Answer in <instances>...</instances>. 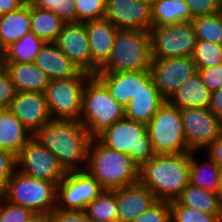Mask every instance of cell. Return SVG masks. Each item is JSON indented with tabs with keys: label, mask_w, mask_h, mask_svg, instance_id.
Here are the masks:
<instances>
[{
	"label": "cell",
	"mask_w": 222,
	"mask_h": 222,
	"mask_svg": "<svg viewBox=\"0 0 222 222\" xmlns=\"http://www.w3.org/2000/svg\"><path fill=\"white\" fill-rule=\"evenodd\" d=\"M103 190L98 181L85 170L67 172L57 185L56 209L84 211Z\"/></svg>",
	"instance_id": "cell-11"
},
{
	"label": "cell",
	"mask_w": 222,
	"mask_h": 222,
	"mask_svg": "<svg viewBox=\"0 0 222 222\" xmlns=\"http://www.w3.org/2000/svg\"><path fill=\"white\" fill-rule=\"evenodd\" d=\"M77 23L105 18L106 0H74Z\"/></svg>",
	"instance_id": "cell-37"
},
{
	"label": "cell",
	"mask_w": 222,
	"mask_h": 222,
	"mask_svg": "<svg viewBox=\"0 0 222 222\" xmlns=\"http://www.w3.org/2000/svg\"><path fill=\"white\" fill-rule=\"evenodd\" d=\"M152 60L148 30L117 29L111 55L98 72L150 71Z\"/></svg>",
	"instance_id": "cell-5"
},
{
	"label": "cell",
	"mask_w": 222,
	"mask_h": 222,
	"mask_svg": "<svg viewBox=\"0 0 222 222\" xmlns=\"http://www.w3.org/2000/svg\"><path fill=\"white\" fill-rule=\"evenodd\" d=\"M97 139L106 147L127 154L139 166L156 155L147 125L126 117L110 125Z\"/></svg>",
	"instance_id": "cell-7"
},
{
	"label": "cell",
	"mask_w": 222,
	"mask_h": 222,
	"mask_svg": "<svg viewBox=\"0 0 222 222\" xmlns=\"http://www.w3.org/2000/svg\"><path fill=\"white\" fill-rule=\"evenodd\" d=\"M115 195L118 222H133L158 201L154 193L140 182L115 189Z\"/></svg>",
	"instance_id": "cell-20"
},
{
	"label": "cell",
	"mask_w": 222,
	"mask_h": 222,
	"mask_svg": "<svg viewBox=\"0 0 222 222\" xmlns=\"http://www.w3.org/2000/svg\"><path fill=\"white\" fill-rule=\"evenodd\" d=\"M147 2H150L151 4L155 3L157 0H146Z\"/></svg>",
	"instance_id": "cell-52"
},
{
	"label": "cell",
	"mask_w": 222,
	"mask_h": 222,
	"mask_svg": "<svg viewBox=\"0 0 222 222\" xmlns=\"http://www.w3.org/2000/svg\"><path fill=\"white\" fill-rule=\"evenodd\" d=\"M33 215L31 210L12 204L0 195V222H27Z\"/></svg>",
	"instance_id": "cell-38"
},
{
	"label": "cell",
	"mask_w": 222,
	"mask_h": 222,
	"mask_svg": "<svg viewBox=\"0 0 222 222\" xmlns=\"http://www.w3.org/2000/svg\"><path fill=\"white\" fill-rule=\"evenodd\" d=\"M16 94L9 72L0 63V110L8 109Z\"/></svg>",
	"instance_id": "cell-40"
},
{
	"label": "cell",
	"mask_w": 222,
	"mask_h": 222,
	"mask_svg": "<svg viewBox=\"0 0 222 222\" xmlns=\"http://www.w3.org/2000/svg\"><path fill=\"white\" fill-rule=\"evenodd\" d=\"M149 32L152 59L192 57L197 39L191 21L152 26Z\"/></svg>",
	"instance_id": "cell-10"
},
{
	"label": "cell",
	"mask_w": 222,
	"mask_h": 222,
	"mask_svg": "<svg viewBox=\"0 0 222 222\" xmlns=\"http://www.w3.org/2000/svg\"><path fill=\"white\" fill-rule=\"evenodd\" d=\"M95 75L123 107L129 104L132 96L139 90V71L97 72Z\"/></svg>",
	"instance_id": "cell-25"
},
{
	"label": "cell",
	"mask_w": 222,
	"mask_h": 222,
	"mask_svg": "<svg viewBox=\"0 0 222 222\" xmlns=\"http://www.w3.org/2000/svg\"><path fill=\"white\" fill-rule=\"evenodd\" d=\"M8 109L32 134L52 120L45 95L42 92L16 91Z\"/></svg>",
	"instance_id": "cell-17"
},
{
	"label": "cell",
	"mask_w": 222,
	"mask_h": 222,
	"mask_svg": "<svg viewBox=\"0 0 222 222\" xmlns=\"http://www.w3.org/2000/svg\"><path fill=\"white\" fill-rule=\"evenodd\" d=\"M52 222H91L84 211H65L55 209L51 213Z\"/></svg>",
	"instance_id": "cell-44"
},
{
	"label": "cell",
	"mask_w": 222,
	"mask_h": 222,
	"mask_svg": "<svg viewBox=\"0 0 222 222\" xmlns=\"http://www.w3.org/2000/svg\"><path fill=\"white\" fill-rule=\"evenodd\" d=\"M218 222H222V213H221L220 216L218 217Z\"/></svg>",
	"instance_id": "cell-51"
},
{
	"label": "cell",
	"mask_w": 222,
	"mask_h": 222,
	"mask_svg": "<svg viewBox=\"0 0 222 222\" xmlns=\"http://www.w3.org/2000/svg\"><path fill=\"white\" fill-rule=\"evenodd\" d=\"M208 109L222 121V88L211 92L210 105Z\"/></svg>",
	"instance_id": "cell-45"
},
{
	"label": "cell",
	"mask_w": 222,
	"mask_h": 222,
	"mask_svg": "<svg viewBox=\"0 0 222 222\" xmlns=\"http://www.w3.org/2000/svg\"><path fill=\"white\" fill-rule=\"evenodd\" d=\"M84 213L90 221L118 222L115 189L103 190L98 197L86 206Z\"/></svg>",
	"instance_id": "cell-32"
},
{
	"label": "cell",
	"mask_w": 222,
	"mask_h": 222,
	"mask_svg": "<svg viewBox=\"0 0 222 222\" xmlns=\"http://www.w3.org/2000/svg\"><path fill=\"white\" fill-rule=\"evenodd\" d=\"M16 170V156L11 152L0 149V192Z\"/></svg>",
	"instance_id": "cell-42"
},
{
	"label": "cell",
	"mask_w": 222,
	"mask_h": 222,
	"mask_svg": "<svg viewBox=\"0 0 222 222\" xmlns=\"http://www.w3.org/2000/svg\"><path fill=\"white\" fill-rule=\"evenodd\" d=\"M33 4L55 13L64 23H77V12L74 0H35Z\"/></svg>",
	"instance_id": "cell-35"
},
{
	"label": "cell",
	"mask_w": 222,
	"mask_h": 222,
	"mask_svg": "<svg viewBox=\"0 0 222 222\" xmlns=\"http://www.w3.org/2000/svg\"><path fill=\"white\" fill-rule=\"evenodd\" d=\"M171 207L170 201L158 200L146 212L140 215L133 222H170Z\"/></svg>",
	"instance_id": "cell-39"
},
{
	"label": "cell",
	"mask_w": 222,
	"mask_h": 222,
	"mask_svg": "<svg viewBox=\"0 0 222 222\" xmlns=\"http://www.w3.org/2000/svg\"><path fill=\"white\" fill-rule=\"evenodd\" d=\"M35 0H24L25 3L27 4H32Z\"/></svg>",
	"instance_id": "cell-50"
},
{
	"label": "cell",
	"mask_w": 222,
	"mask_h": 222,
	"mask_svg": "<svg viewBox=\"0 0 222 222\" xmlns=\"http://www.w3.org/2000/svg\"><path fill=\"white\" fill-rule=\"evenodd\" d=\"M190 152L155 155L139 169V182L148 187L157 200H175L189 184Z\"/></svg>",
	"instance_id": "cell-2"
},
{
	"label": "cell",
	"mask_w": 222,
	"mask_h": 222,
	"mask_svg": "<svg viewBox=\"0 0 222 222\" xmlns=\"http://www.w3.org/2000/svg\"><path fill=\"white\" fill-rule=\"evenodd\" d=\"M33 136L54 154L66 172L85 170L92 138L79 121L51 120Z\"/></svg>",
	"instance_id": "cell-1"
},
{
	"label": "cell",
	"mask_w": 222,
	"mask_h": 222,
	"mask_svg": "<svg viewBox=\"0 0 222 222\" xmlns=\"http://www.w3.org/2000/svg\"><path fill=\"white\" fill-rule=\"evenodd\" d=\"M205 86L211 91L222 88V64L206 69H197Z\"/></svg>",
	"instance_id": "cell-43"
},
{
	"label": "cell",
	"mask_w": 222,
	"mask_h": 222,
	"mask_svg": "<svg viewBox=\"0 0 222 222\" xmlns=\"http://www.w3.org/2000/svg\"><path fill=\"white\" fill-rule=\"evenodd\" d=\"M16 169L24 175L48 182H59L67 173L54 154L34 136L16 156Z\"/></svg>",
	"instance_id": "cell-12"
},
{
	"label": "cell",
	"mask_w": 222,
	"mask_h": 222,
	"mask_svg": "<svg viewBox=\"0 0 222 222\" xmlns=\"http://www.w3.org/2000/svg\"><path fill=\"white\" fill-rule=\"evenodd\" d=\"M211 91L205 86L198 71L187 78L167 101L179 108H209Z\"/></svg>",
	"instance_id": "cell-22"
},
{
	"label": "cell",
	"mask_w": 222,
	"mask_h": 222,
	"mask_svg": "<svg viewBox=\"0 0 222 222\" xmlns=\"http://www.w3.org/2000/svg\"><path fill=\"white\" fill-rule=\"evenodd\" d=\"M91 222H111V221H101V220H97V221H91Z\"/></svg>",
	"instance_id": "cell-53"
},
{
	"label": "cell",
	"mask_w": 222,
	"mask_h": 222,
	"mask_svg": "<svg viewBox=\"0 0 222 222\" xmlns=\"http://www.w3.org/2000/svg\"><path fill=\"white\" fill-rule=\"evenodd\" d=\"M194 153L195 151L190 152L189 183L206 191L217 193L220 167L208 154V162L201 164L196 160Z\"/></svg>",
	"instance_id": "cell-30"
},
{
	"label": "cell",
	"mask_w": 222,
	"mask_h": 222,
	"mask_svg": "<svg viewBox=\"0 0 222 222\" xmlns=\"http://www.w3.org/2000/svg\"><path fill=\"white\" fill-rule=\"evenodd\" d=\"M24 4V0H0V15L18 10Z\"/></svg>",
	"instance_id": "cell-47"
},
{
	"label": "cell",
	"mask_w": 222,
	"mask_h": 222,
	"mask_svg": "<svg viewBox=\"0 0 222 222\" xmlns=\"http://www.w3.org/2000/svg\"><path fill=\"white\" fill-rule=\"evenodd\" d=\"M205 149L217 165L222 167V134Z\"/></svg>",
	"instance_id": "cell-46"
},
{
	"label": "cell",
	"mask_w": 222,
	"mask_h": 222,
	"mask_svg": "<svg viewBox=\"0 0 222 222\" xmlns=\"http://www.w3.org/2000/svg\"><path fill=\"white\" fill-rule=\"evenodd\" d=\"M58 183L32 178L16 169L0 195L34 214H51L57 206Z\"/></svg>",
	"instance_id": "cell-6"
},
{
	"label": "cell",
	"mask_w": 222,
	"mask_h": 222,
	"mask_svg": "<svg viewBox=\"0 0 222 222\" xmlns=\"http://www.w3.org/2000/svg\"><path fill=\"white\" fill-rule=\"evenodd\" d=\"M27 222H52L51 214H34Z\"/></svg>",
	"instance_id": "cell-48"
},
{
	"label": "cell",
	"mask_w": 222,
	"mask_h": 222,
	"mask_svg": "<svg viewBox=\"0 0 222 222\" xmlns=\"http://www.w3.org/2000/svg\"><path fill=\"white\" fill-rule=\"evenodd\" d=\"M64 22L52 11L40 9L30 4V27L37 37L45 43L56 42Z\"/></svg>",
	"instance_id": "cell-27"
},
{
	"label": "cell",
	"mask_w": 222,
	"mask_h": 222,
	"mask_svg": "<svg viewBox=\"0 0 222 222\" xmlns=\"http://www.w3.org/2000/svg\"><path fill=\"white\" fill-rule=\"evenodd\" d=\"M172 222H218L220 215L208 214L170 201Z\"/></svg>",
	"instance_id": "cell-36"
},
{
	"label": "cell",
	"mask_w": 222,
	"mask_h": 222,
	"mask_svg": "<svg viewBox=\"0 0 222 222\" xmlns=\"http://www.w3.org/2000/svg\"><path fill=\"white\" fill-rule=\"evenodd\" d=\"M9 72L16 91L42 92L49 84V79L44 71L32 63L1 62Z\"/></svg>",
	"instance_id": "cell-23"
},
{
	"label": "cell",
	"mask_w": 222,
	"mask_h": 222,
	"mask_svg": "<svg viewBox=\"0 0 222 222\" xmlns=\"http://www.w3.org/2000/svg\"><path fill=\"white\" fill-rule=\"evenodd\" d=\"M90 76L80 71L70 78L49 81L44 95L52 120L79 121L84 85Z\"/></svg>",
	"instance_id": "cell-9"
},
{
	"label": "cell",
	"mask_w": 222,
	"mask_h": 222,
	"mask_svg": "<svg viewBox=\"0 0 222 222\" xmlns=\"http://www.w3.org/2000/svg\"><path fill=\"white\" fill-rule=\"evenodd\" d=\"M105 18L117 29L149 31L152 4L146 0H106Z\"/></svg>",
	"instance_id": "cell-14"
},
{
	"label": "cell",
	"mask_w": 222,
	"mask_h": 222,
	"mask_svg": "<svg viewBox=\"0 0 222 222\" xmlns=\"http://www.w3.org/2000/svg\"><path fill=\"white\" fill-rule=\"evenodd\" d=\"M1 59H2V52L0 50V63H1Z\"/></svg>",
	"instance_id": "cell-54"
},
{
	"label": "cell",
	"mask_w": 222,
	"mask_h": 222,
	"mask_svg": "<svg viewBox=\"0 0 222 222\" xmlns=\"http://www.w3.org/2000/svg\"><path fill=\"white\" fill-rule=\"evenodd\" d=\"M91 53V75L110 57L117 28L106 18L84 22Z\"/></svg>",
	"instance_id": "cell-19"
},
{
	"label": "cell",
	"mask_w": 222,
	"mask_h": 222,
	"mask_svg": "<svg viewBox=\"0 0 222 222\" xmlns=\"http://www.w3.org/2000/svg\"><path fill=\"white\" fill-rule=\"evenodd\" d=\"M44 44L42 39L29 32L2 51L1 62L32 63Z\"/></svg>",
	"instance_id": "cell-31"
},
{
	"label": "cell",
	"mask_w": 222,
	"mask_h": 222,
	"mask_svg": "<svg viewBox=\"0 0 222 222\" xmlns=\"http://www.w3.org/2000/svg\"><path fill=\"white\" fill-rule=\"evenodd\" d=\"M217 194L219 195L220 204H221V206H222V167H220V170H219L218 191H217Z\"/></svg>",
	"instance_id": "cell-49"
},
{
	"label": "cell",
	"mask_w": 222,
	"mask_h": 222,
	"mask_svg": "<svg viewBox=\"0 0 222 222\" xmlns=\"http://www.w3.org/2000/svg\"><path fill=\"white\" fill-rule=\"evenodd\" d=\"M192 59L197 69H206L222 64V45L197 40Z\"/></svg>",
	"instance_id": "cell-34"
},
{
	"label": "cell",
	"mask_w": 222,
	"mask_h": 222,
	"mask_svg": "<svg viewBox=\"0 0 222 222\" xmlns=\"http://www.w3.org/2000/svg\"><path fill=\"white\" fill-rule=\"evenodd\" d=\"M33 63L45 72L50 81L70 78L80 72L79 68L59 50L55 42L45 43Z\"/></svg>",
	"instance_id": "cell-21"
},
{
	"label": "cell",
	"mask_w": 222,
	"mask_h": 222,
	"mask_svg": "<svg viewBox=\"0 0 222 222\" xmlns=\"http://www.w3.org/2000/svg\"><path fill=\"white\" fill-rule=\"evenodd\" d=\"M181 118L190 151L205 150L222 134V121L208 108L182 109Z\"/></svg>",
	"instance_id": "cell-13"
},
{
	"label": "cell",
	"mask_w": 222,
	"mask_h": 222,
	"mask_svg": "<svg viewBox=\"0 0 222 222\" xmlns=\"http://www.w3.org/2000/svg\"><path fill=\"white\" fill-rule=\"evenodd\" d=\"M193 17L213 15L222 11L221 0H184Z\"/></svg>",
	"instance_id": "cell-41"
},
{
	"label": "cell",
	"mask_w": 222,
	"mask_h": 222,
	"mask_svg": "<svg viewBox=\"0 0 222 222\" xmlns=\"http://www.w3.org/2000/svg\"><path fill=\"white\" fill-rule=\"evenodd\" d=\"M197 40L222 45V11L191 20Z\"/></svg>",
	"instance_id": "cell-33"
},
{
	"label": "cell",
	"mask_w": 222,
	"mask_h": 222,
	"mask_svg": "<svg viewBox=\"0 0 222 222\" xmlns=\"http://www.w3.org/2000/svg\"><path fill=\"white\" fill-rule=\"evenodd\" d=\"M175 200L180 205H185L204 213L214 215H220L222 213V206L217 193L195 187L190 183L182 190L181 194Z\"/></svg>",
	"instance_id": "cell-29"
},
{
	"label": "cell",
	"mask_w": 222,
	"mask_h": 222,
	"mask_svg": "<svg viewBox=\"0 0 222 222\" xmlns=\"http://www.w3.org/2000/svg\"><path fill=\"white\" fill-rule=\"evenodd\" d=\"M32 137L33 134L9 109L0 110V149L17 156Z\"/></svg>",
	"instance_id": "cell-24"
},
{
	"label": "cell",
	"mask_w": 222,
	"mask_h": 222,
	"mask_svg": "<svg viewBox=\"0 0 222 222\" xmlns=\"http://www.w3.org/2000/svg\"><path fill=\"white\" fill-rule=\"evenodd\" d=\"M147 131L156 155L191 152L183 131L181 110L167 100L147 124Z\"/></svg>",
	"instance_id": "cell-8"
},
{
	"label": "cell",
	"mask_w": 222,
	"mask_h": 222,
	"mask_svg": "<svg viewBox=\"0 0 222 222\" xmlns=\"http://www.w3.org/2000/svg\"><path fill=\"white\" fill-rule=\"evenodd\" d=\"M55 43L80 71L91 74V53L84 23H65Z\"/></svg>",
	"instance_id": "cell-18"
},
{
	"label": "cell",
	"mask_w": 222,
	"mask_h": 222,
	"mask_svg": "<svg viewBox=\"0 0 222 222\" xmlns=\"http://www.w3.org/2000/svg\"><path fill=\"white\" fill-rule=\"evenodd\" d=\"M193 18L184 0H157L152 4V26H168Z\"/></svg>",
	"instance_id": "cell-28"
},
{
	"label": "cell",
	"mask_w": 222,
	"mask_h": 222,
	"mask_svg": "<svg viewBox=\"0 0 222 222\" xmlns=\"http://www.w3.org/2000/svg\"><path fill=\"white\" fill-rule=\"evenodd\" d=\"M125 117V107L110 94L106 85L91 75L84 85L79 122L92 139H97L110 125Z\"/></svg>",
	"instance_id": "cell-4"
},
{
	"label": "cell",
	"mask_w": 222,
	"mask_h": 222,
	"mask_svg": "<svg viewBox=\"0 0 222 222\" xmlns=\"http://www.w3.org/2000/svg\"><path fill=\"white\" fill-rule=\"evenodd\" d=\"M29 32H31L30 4L25 3L18 10L0 15L1 52Z\"/></svg>",
	"instance_id": "cell-26"
},
{
	"label": "cell",
	"mask_w": 222,
	"mask_h": 222,
	"mask_svg": "<svg viewBox=\"0 0 222 222\" xmlns=\"http://www.w3.org/2000/svg\"><path fill=\"white\" fill-rule=\"evenodd\" d=\"M166 100L157 89L150 71H139V90L125 107V117L147 125Z\"/></svg>",
	"instance_id": "cell-16"
},
{
	"label": "cell",
	"mask_w": 222,
	"mask_h": 222,
	"mask_svg": "<svg viewBox=\"0 0 222 222\" xmlns=\"http://www.w3.org/2000/svg\"><path fill=\"white\" fill-rule=\"evenodd\" d=\"M140 166L127 154L120 153L92 139L85 171L94 177L104 190L119 189L139 182Z\"/></svg>",
	"instance_id": "cell-3"
},
{
	"label": "cell",
	"mask_w": 222,
	"mask_h": 222,
	"mask_svg": "<svg viewBox=\"0 0 222 222\" xmlns=\"http://www.w3.org/2000/svg\"><path fill=\"white\" fill-rule=\"evenodd\" d=\"M196 72V64L192 57L153 59L150 66L152 79L166 99Z\"/></svg>",
	"instance_id": "cell-15"
}]
</instances>
